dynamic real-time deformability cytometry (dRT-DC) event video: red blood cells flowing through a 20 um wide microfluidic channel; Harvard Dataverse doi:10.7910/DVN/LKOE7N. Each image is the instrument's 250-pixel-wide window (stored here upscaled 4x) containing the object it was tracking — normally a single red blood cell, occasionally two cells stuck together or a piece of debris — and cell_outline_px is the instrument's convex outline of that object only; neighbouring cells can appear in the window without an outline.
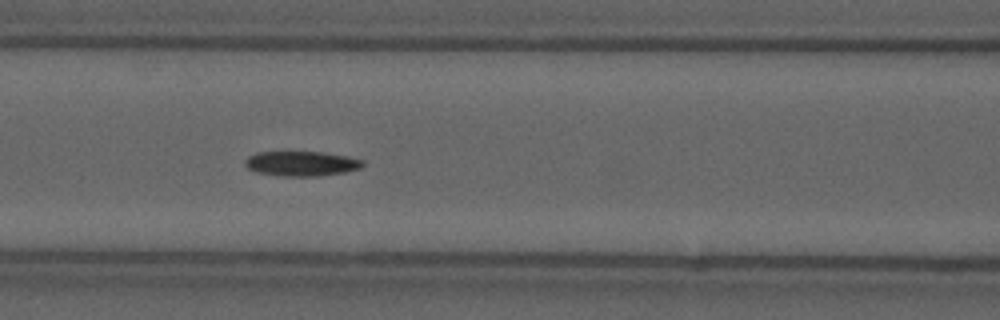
{"species": "common noctule bat (a hibernating species)", "species_latin": "Nyctalus noctula", "temperature_condition": "cold", "stored_images_in_passage": 47, "camera_frame_rate_fps": 3000, "um_per_image_px": 0.085, "animal": {"sex": "male", "forearm_length_mm": 52.5}, "frame": {"image": 1, "passage_image": 14, "time_ms": 4.333, "image_size_px": [1000, 320], "cell_outline_px": [[364, 164], [360, 168], [344, 172], [320, 176], [280, 176], [256, 172], [248, 168], [244, 164], [244, 160], [248, 156], [256, 152], [320, 152], [344, 156], [364, 160]], "centroid_in_image_um": [25.58, 13.91], "position_along_channel_um": 141.0, "area_um2": 16.99}}
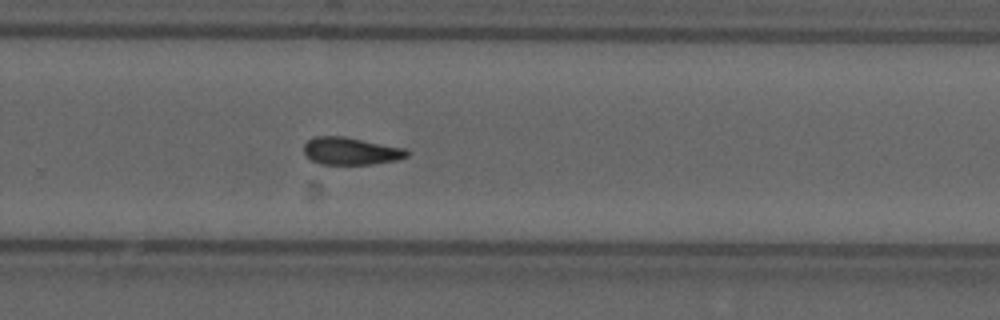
{"frame": {"image": 2, "passage_image": 27, "time_ms": 8.667, "image_size_px": [1000, 320], "cell_outline_px": [[412, 152], [408, 156], [400, 160], [372, 164], [320, 164], [312, 160], [304, 152], [304, 144], [308, 140], [316, 136], [344, 136], [408, 148]], "centroid_in_image_um": [29.91, 12.83], "position_along_channel_um": 299.9, "area_um2": 16.76}}